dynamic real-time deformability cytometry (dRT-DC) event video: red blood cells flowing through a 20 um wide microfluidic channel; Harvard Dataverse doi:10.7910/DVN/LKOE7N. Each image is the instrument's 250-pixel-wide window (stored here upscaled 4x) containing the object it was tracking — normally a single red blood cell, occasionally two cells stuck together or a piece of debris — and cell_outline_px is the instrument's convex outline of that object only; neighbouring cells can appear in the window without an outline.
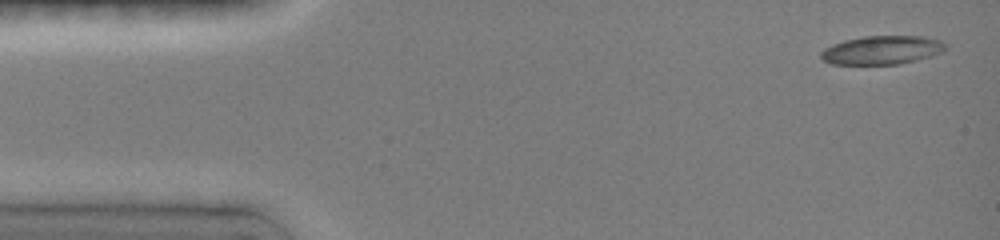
{"species": "common noctule bat (a hibernating species)", "species_latin": "Nyctalus noctula", "temperature_condition": "room temperature", "stored_images_in_passage": 52, "camera_frame_rate_fps": 3000, "um_per_image_px": 0.085, "animal": {"sex": "female", "body_mass_g": 19.0, "forearm_length_mm": 51.5}, "frame": {"image": 1, "passage_image": 1, "time_ms": 0.0, "image_size_px": [1000, 240], "cell_outline_px": [[948, 48], [944, 52], [932, 56], [900, 64], [832, 64], [824, 60], [820, 56], [820, 52], [824, 48], [832, 44], [844, 40], [864, 36], [924, 36], [940, 40], [948, 44]], "centroid_in_image_um": [75.02, 4.25], "position_along_channel_um": 10.0, "area_um2": 21.04}}
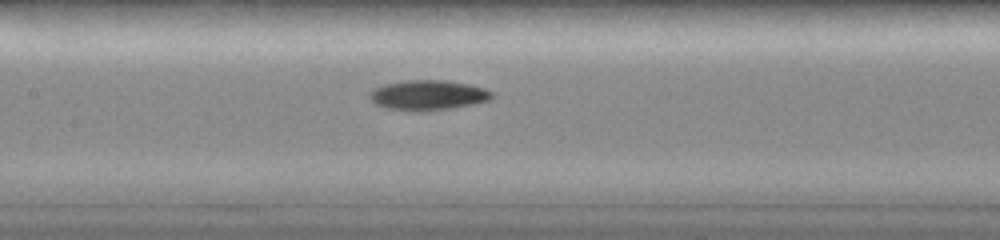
{"frame": {"image": 2, "passage_image": 33, "time_ms": 6.667, "image_size_px": [1000, 240], "cell_outline_px": [[492, 96], [488, 100], [472, 104], [452, 108], [424, 112], [416, 112], [388, 108], [376, 104], [368, 96], [368, 92], [384, 84], [408, 80], [444, 80], [468, 84], [484, 88], [492, 92]], "centroid_in_image_um": [36.35, 8.09], "position_along_channel_um": 171.0, "area_um2": 21.33}}
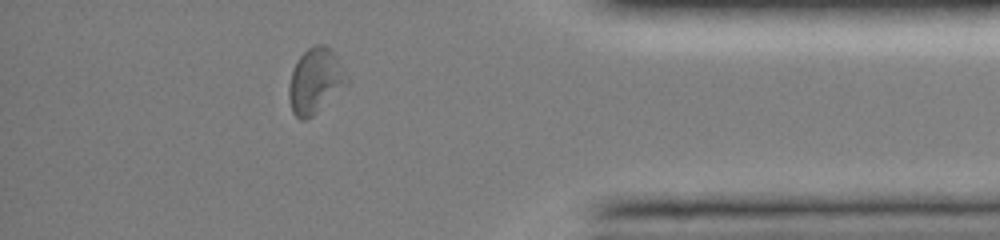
{"frame": {"image": 3, "passage_image": 48, "time_ms": 13.0, "image_size_px": [1000, 240], "cell_outline_px": [[348, 84], [312, 116], [304, 120], [300, 120], [292, 112], [288, 96], [288, 88], [292, 72], [300, 56], [308, 48], [316, 44], [324, 44], [332, 48], [348, 76]], "centroid_in_image_um": [26.81, 6.86], "position_along_channel_um": 408.4, "area_um2": 21.96}, "authors_computed_cell_mechanics": {"area_um2": 20.2878, "velocity_mm_per_s": 4.0219, "shape_relaxation_time_tau1_ms": 4.3922, "shape_relaxation_time_tau2_ms": null, "deformation_change_tau1": 0.1232, "deformation_change_tau2": null}}